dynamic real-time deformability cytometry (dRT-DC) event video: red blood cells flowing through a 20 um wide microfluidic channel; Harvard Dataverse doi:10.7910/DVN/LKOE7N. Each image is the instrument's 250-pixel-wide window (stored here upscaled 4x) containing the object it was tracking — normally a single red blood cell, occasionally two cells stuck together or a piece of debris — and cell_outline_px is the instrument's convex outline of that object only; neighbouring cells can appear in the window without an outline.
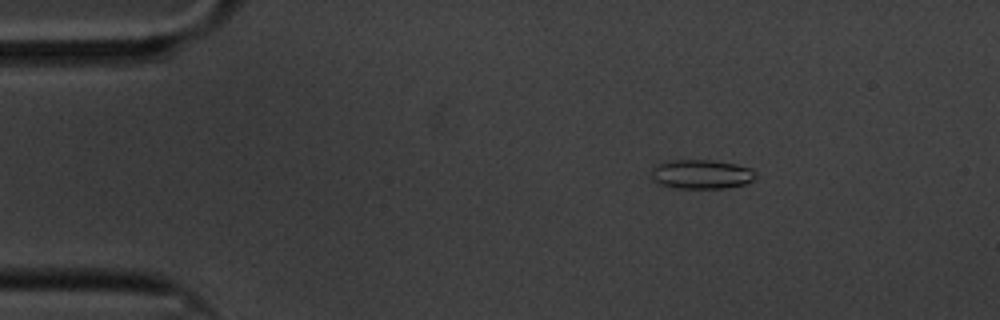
{"species": "common noctule bat (a hibernating species)", "species_latin": "Nyctalus noctula", "temperature_condition": "cold", "stored_images_in_passage": 52, "camera_frame_rate_fps": 3000, "um_per_image_px": 0.085, "animal": {"sex": "male", "body_mass_g": 20.1, "forearm_length_mm": 53.5}, "frame": {"image": 1, "passage_image": 1, "time_ms": 0.0, "image_size_px": [1000, 320], "cell_outline_px": [[756, 180], [744, 184], [724, 188], [676, 188], [660, 184], [652, 176], [652, 172], [656, 164], [672, 160], [712, 160], [736, 164], [752, 168], [756, 172]], "centroid_in_image_um": [59.69, 14.8], "position_along_channel_um": 25.3, "area_um2": 17.74}}
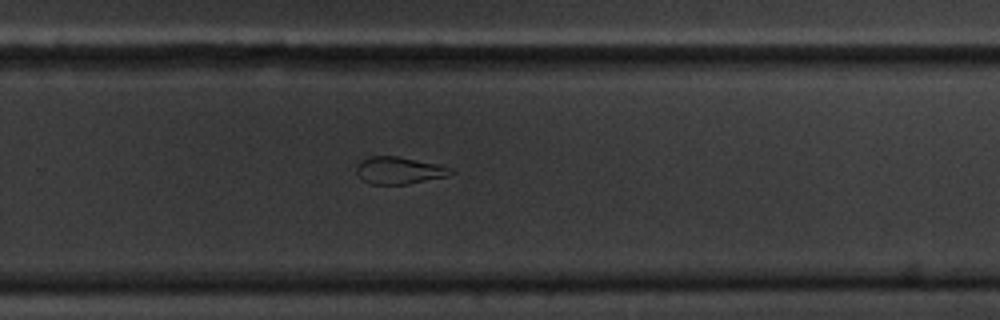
{"frame": {"image": 2, "passage_image": 31, "time_ms": 10.0, "image_size_px": [1000, 320], "cell_outline_px": [[456, 172], [448, 176], [408, 184], [368, 184], [356, 172], [356, 168], [360, 160], [368, 156], [396, 156], [436, 164], [452, 168]], "centroid_in_image_um": [33.92, 14.49], "position_along_channel_um": 295.9, "area_um2": 14.91}}
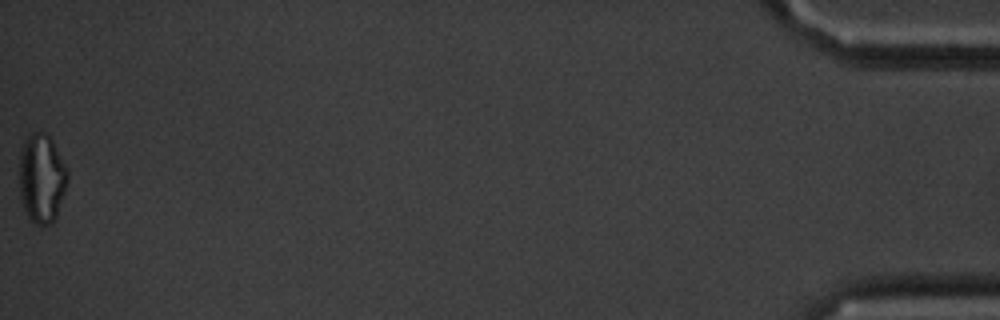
{"frame": {"image": 3, "passage_image": 52, "time_ms": 17.0, "image_size_px": [1000, 320], "cell_outline_px": [[68, 180], [56, 216], [52, 224], [36, 224], [28, 220], [24, 212], [20, 196], [20, 148], [28, 132], [44, 132], [52, 140], [68, 172]], "centroid_in_image_um": [3.51, 15.16], "position_along_channel_um": 431.7, "area_um2": 25.14}, "authors_computed_cell_mechanics": {"area_um2": 16.762, "velocity_mm_per_s": 3.3341, "shape_relaxation_time_tau1_ms": null, "shape_relaxation_time_tau2_ms": 3.4746, "deformation_change_tau1": null, "deformation_change_tau2": 0.1168}}